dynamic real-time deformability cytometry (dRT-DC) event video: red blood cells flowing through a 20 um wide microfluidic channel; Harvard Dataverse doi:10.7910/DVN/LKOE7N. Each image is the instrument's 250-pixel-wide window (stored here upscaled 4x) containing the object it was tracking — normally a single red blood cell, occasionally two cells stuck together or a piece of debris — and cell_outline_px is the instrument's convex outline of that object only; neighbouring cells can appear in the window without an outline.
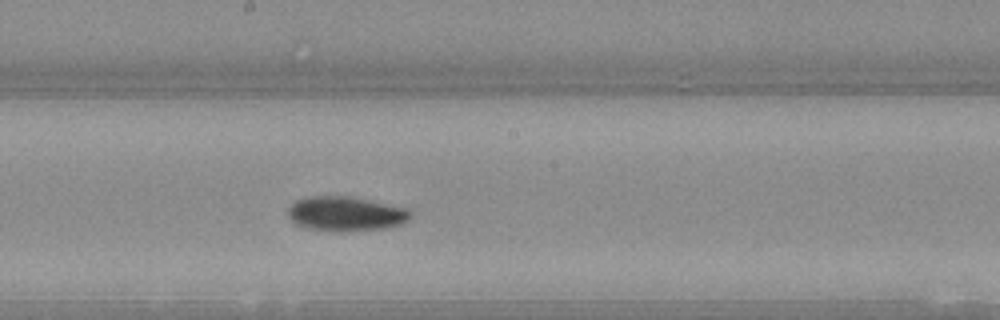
{"species": "Egyptian fruit bat (a non-hibernating species)", "species_latin": "Rousettus aegyptiacus", "temperature_condition": "warm", "stored_images_in_passage": 47, "camera_frame_rate_fps": 3000, "um_per_image_px": 0.085, "animal": {"sex": "female"}, "frame": {"image": 1, "passage_image": 24, "time_ms": 7.667, "image_size_px": [1000, 320], "cell_outline_px": [[412, 216], [408, 220], [400, 224], [388, 228], [344, 232], [332, 232], [308, 228], [296, 224], [288, 216], [288, 208], [296, 200], [308, 196], [352, 196], [408, 208], [412, 212]], "centroid_in_image_um": [29.41, 18.18], "position_along_channel_um": 218.8, "area_um2": 25.09}}
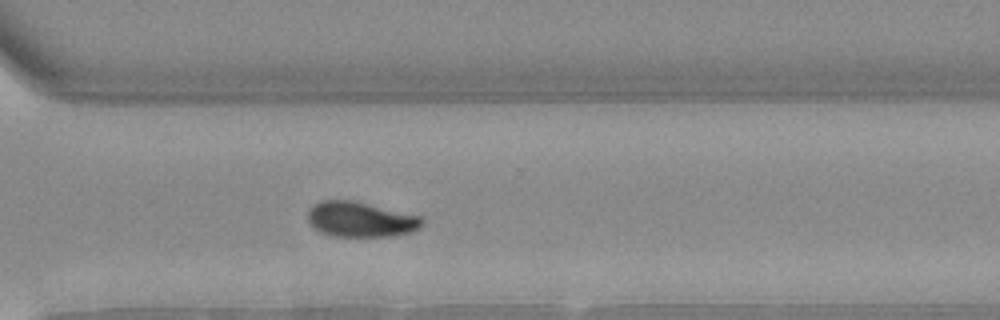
{"frame": {"image": 2, "passage_image": 33, "time_ms": 10.667, "image_size_px": [1000, 320], "cell_outline_px": [[424, 224], [420, 228], [412, 232], [392, 236], [332, 236], [316, 228], [308, 220], [308, 212], [316, 204], [324, 200], [352, 200], [420, 216], [424, 220]], "centroid_in_image_um": [30.71, 18.65], "position_along_channel_um": 339.9, "area_um2": 23.06}}
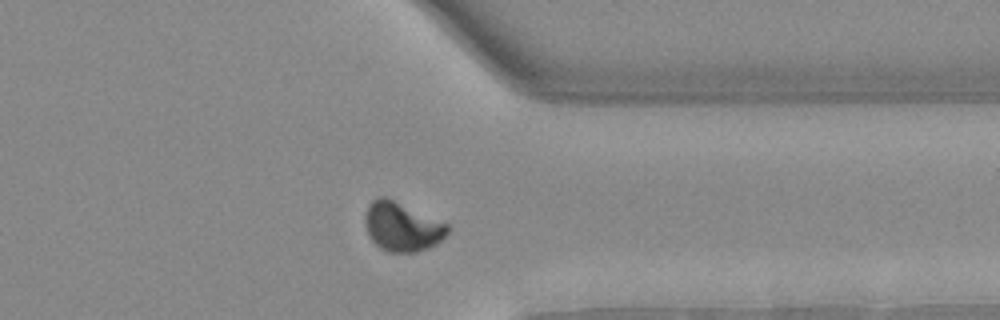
{"frame": {"image": 3, "passage_image": 36, "time_ms": 11.667, "image_size_px": [1000, 320], "cell_outline_px": [[448, 232], [436, 244], [428, 248], [416, 252], [388, 252], [380, 248], [372, 240], [368, 232], [364, 220], [368, 204], [372, 200], [380, 196], [392, 200], [448, 224]], "centroid_in_image_um": [34.15, 19.29], "position_along_channel_um": 377.2, "area_um2": 23.06}, "authors_computed_cell_mechanics": {"area_um2": 22.8888, "velocity_mm_per_s": 4.0371, "shape_relaxation_time_tau1_ms": 3.5552, "shape_relaxation_time_tau2_ms": 9.3324, "deformation_change_tau1": 0.1211, "deformation_change_tau2": 0.1089}}